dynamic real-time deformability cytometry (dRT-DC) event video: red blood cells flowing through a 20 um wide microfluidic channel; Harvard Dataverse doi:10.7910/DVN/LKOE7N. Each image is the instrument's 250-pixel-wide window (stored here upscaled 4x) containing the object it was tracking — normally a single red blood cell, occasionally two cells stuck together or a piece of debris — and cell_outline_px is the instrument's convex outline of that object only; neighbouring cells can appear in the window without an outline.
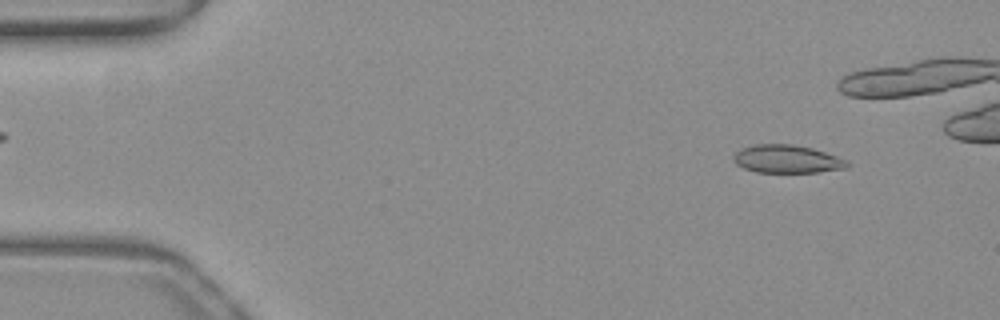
{"species": "common noctule bat (a hibernating species)", "species_latin": "Nyctalus noctula", "temperature_condition": "warm", "stored_images_in_passage": 41, "camera_frame_rate_fps": 3000, "um_per_image_px": 0.085, "animal": {"sex": "female", "body_mass_g": 19.3, "forearm_length_mm": 54.1}, "frame": {"image": 1, "passage_image": 5, "time_ms": 1.333, "image_size_px": [1000, 320], "cell_outline_px": [[848, 168], [820, 172], [756, 172], [744, 168], [736, 164], [732, 160], [732, 156], [736, 152], [752, 144], [792, 144], [812, 148], [848, 160]], "centroid_in_image_um": [66.89, 13.52], "position_along_channel_um": 18.1, "area_um2": 18.61}}
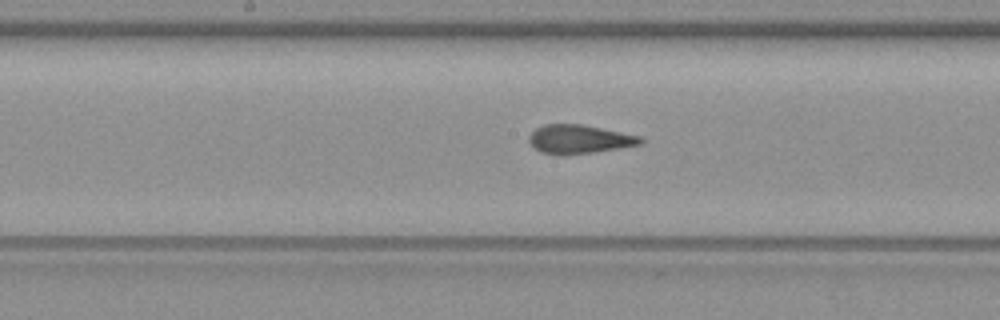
{"frame": {"image": 2, "passage_image": 26, "time_ms": 8.333, "image_size_px": [1000, 320], "cell_outline_px": [[644, 140], [640, 144], [620, 148], [564, 156], [556, 156], [540, 152], [528, 140], [528, 136], [536, 128], [544, 124], [580, 124], [640, 136]], "centroid_in_image_um": [49.19, 11.85], "position_along_channel_um": 199.0, "area_um2": 18.67}}
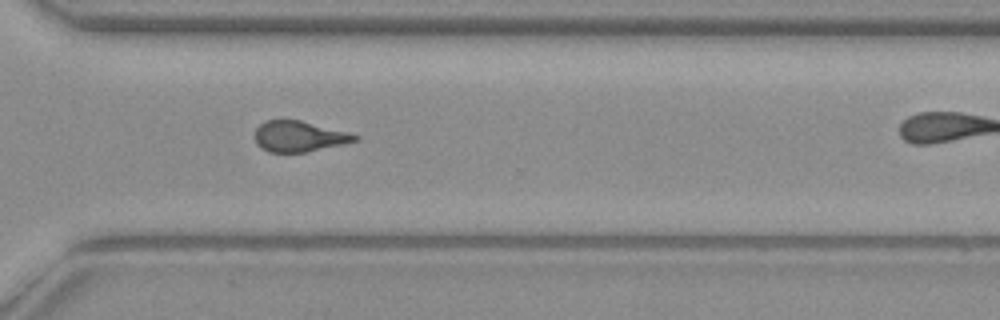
{"frame": {"image": 3, "passage_image": 37, "time_ms": 12.0, "image_size_px": [1000, 320], "cell_outline_px": [[360, 140], [344, 144], [304, 152], [268, 152], [260, 148], [256, 144], [252, 136], [256, 128], [264, 120], [300, 120], [348, 132], [360, 136]], "centroid_in_image_um": [25.38, 11.59], "position_along_channel_um": 345.2, "area_um2": 18.15}}